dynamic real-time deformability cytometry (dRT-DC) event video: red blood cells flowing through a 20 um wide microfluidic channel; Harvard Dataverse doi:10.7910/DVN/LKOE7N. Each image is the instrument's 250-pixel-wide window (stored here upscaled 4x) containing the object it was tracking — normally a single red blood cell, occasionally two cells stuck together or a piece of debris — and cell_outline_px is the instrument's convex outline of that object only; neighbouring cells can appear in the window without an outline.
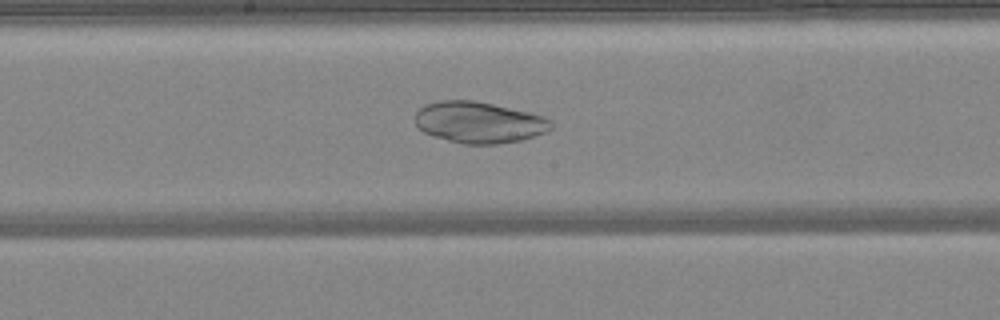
{"species": "common noctule bat (a hibernating species)", "species_latin": "Nyctalus noctula", "temperature_condition": "warm", "stored_images_in_passage": 42, "camera_frame_rate_fps": 3000, "um_per_image_px": 0.085, "animal": {"sex": "female", "body_mass_g": 24.6, "forearm_length_mm": 56.2}, "frame": {"image": 1, "passage_image": 25, "time_ms": 8.0, "image_size_px": [1000, 320], "cell_outline_px": [[552, 128], [544, 132], [520, 140], [496, 144], [464, 144], [432, 136], [424, 132], [416, 124], [416, 112], [424, 104], [440, 100], [472, 100], [492, 104], [528, 112], [552, 120]], "centroid_in_image_um": [40.68, 10.4], "position_along_channel_um": 207.5, "area_um2": 32.43}}
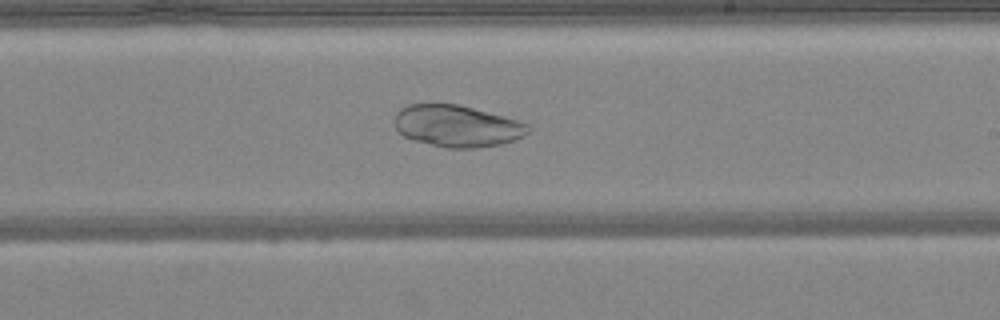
{"frame": {"image": 2, "passage_image": 28, "time_ms": 9.0, "image_size_px": [1000, 320], "cell_outline_px": [[532, 128], [528, 132], [512, 140], [500, 144], [476, 148], [448, 148], [412, 140], [404, 136], [396, 128], [396, 112], [400, 108], [408, 104], [460, 104], [504, 116], [528, 124]], "centroid_in_image_um": [38.83, 10.7], "position_along_channel_um": 250.2, "area_um2": 32.31}}